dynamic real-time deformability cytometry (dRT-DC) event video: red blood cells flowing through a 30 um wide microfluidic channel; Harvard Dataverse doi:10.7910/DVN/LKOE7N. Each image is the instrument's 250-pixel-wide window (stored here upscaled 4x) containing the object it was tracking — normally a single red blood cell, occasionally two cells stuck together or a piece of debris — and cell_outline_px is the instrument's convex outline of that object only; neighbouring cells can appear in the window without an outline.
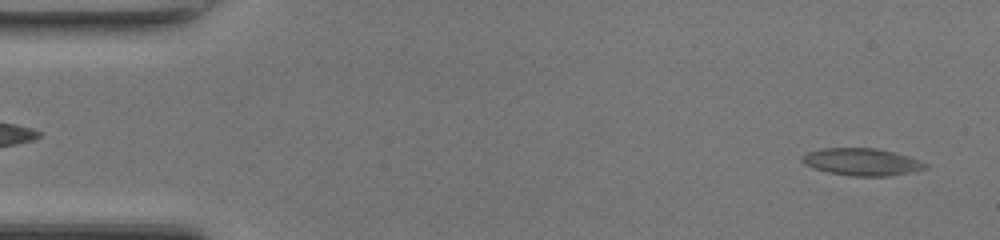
{"species": "common noctule bat (a hibernating species)", "species_latin": "Nyctalus noctula", "temperature_condition": "room temperature", "stored_images_in_passage": 47, "camera_frame_rate_fps": 3000, "um_per_image_px": 0.085, "animal": {"sex": "female", "body_mass_g": 17.0, "forearm_length_mm": 48.0}, "frame": {"image": 1, "passage_image": 2, "time_ms": 0.333, "image_size_px": [1000, 240], "cell_outline_px": [[928, 168], [912, 172], [888, 176], [852, 176], [828, 172], [812, 168], [804, 164], [800, 160], [800, 156], [808, 152], [820, 148], [876, 148], [908, 156], [928, 164]], "centroid_in_image_um": [73.22, 13.76], "position_along_channel_um": 11.8, "area_um2": 19.65}}
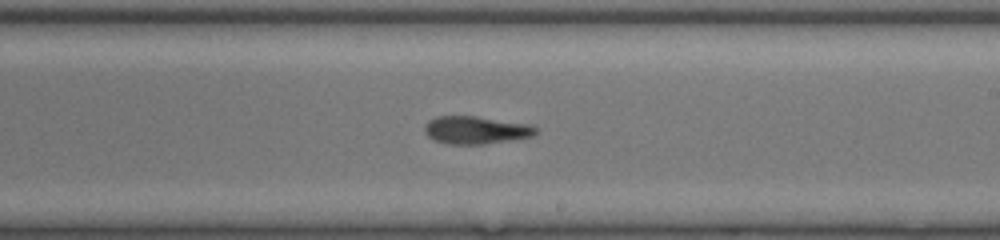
{"frame": {"image": 2, "passage_image": 27, "time_ms": 8.667, "image_size_px": [1000, 240], "cell_outline_px": [[536, 132], [532, 136], [512, 140], [484, 144], [448, 144], [432, 140], [424, 132], [424, 124], [428, 120], [436, 116], [476, 116], [528, 124], [536, 128]], "centroid_in_image_um": [40.38, 11.05], "position_along_channel_um": 248.6, "area_um2": 18.03}}
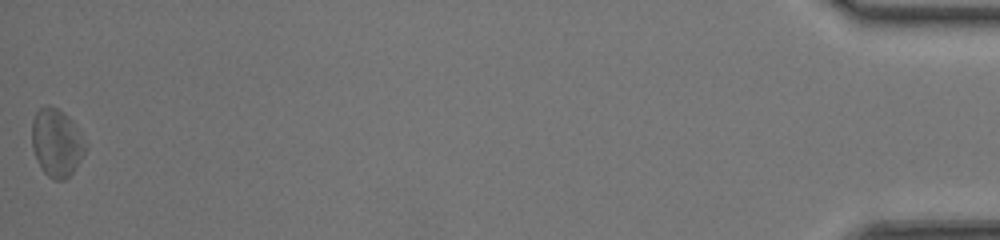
{"frame": {"image": 3, "passage_image": 47, "time_ms": 15.333, "image_size_px": [1000, 240], "cell_outline_px": [[88, 148], [76, 168], [64, 180], [52, 180], [44, 172], [32, 148], [32, 120], [36, 112], [44, 104], [48, 104], [64, 112], [72, 120], [88, 144]], "centroid_in_image_um": [4.84, 12.11], "position_along_channel_um": 430.4, "area_um2": 21.39}, "authors_computed_cell_mechanics": {"area_um2": 18.8428, "velocity_mm_per_s": 4.3321, "shape_relaxation_time_tau1_ms": 6.6567, "shape_relaxation_time_tau2_ms": 5.3031, "deformation_change_tau1": 0.1861, "deformation_change_tau2": 0.1568}}